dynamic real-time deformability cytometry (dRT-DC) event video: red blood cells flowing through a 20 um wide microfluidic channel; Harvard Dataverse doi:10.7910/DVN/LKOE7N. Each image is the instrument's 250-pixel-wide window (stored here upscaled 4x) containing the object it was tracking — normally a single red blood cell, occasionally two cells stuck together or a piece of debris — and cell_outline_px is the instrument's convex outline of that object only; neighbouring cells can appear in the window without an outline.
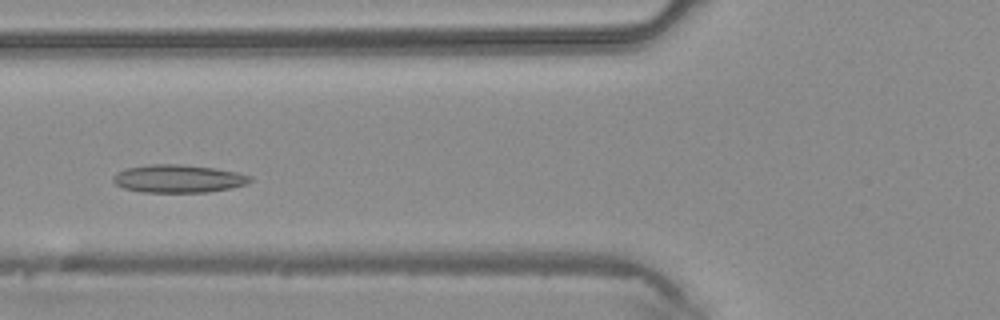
{"species": "common noctule bat (a hibernating species)", "species_latin": "Nyctalus noctula", "temperature_condition": "warm", "stored_images_in_passage": 40, "camera_frame_rate_fps": 3000, "um_per_image_px": 0.085, "animal": {"sex": "male", "body_mass_g": 20.4}, "frame": {"image": 1, "passage_image": 13, "time_ms": 4.0, "image_size_px": [1000, 320], "cell_outline_px": [[252, 180], [248, 184], [208, 192], [144, 192], [124, 188], [116, 184], [112, 180], [112, 176], [116, 172], [128, 168], [148, 164], [180, 164], [216, 168], [236, 172], [252, 176]], "centroid_in_image_um": [15.16, 15.18], "position_along_channel_um": 110.6, "area_um2": 22.31}}
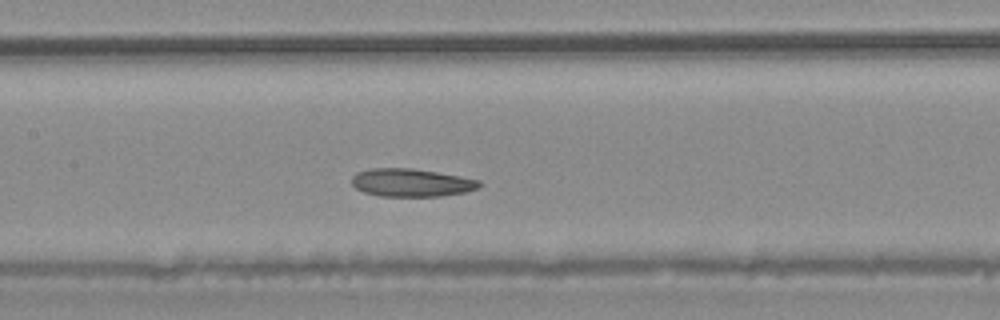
{"frame": {"image": 2, "passage_image": 17, "time_ms": 5.333, "image_size_px": [1000, 320], "cell_outline_px": [[480, 188], [464, 192], [440, 196], [380, 196], [364, 192], [356, 188], [352, 184], [352, 176], [356, 172], [372, 168], [412, 168], [460, 176], [480, 180]], "centroid_in_image_um": [34.95, 15.52], "position_along_channel_um": 172.4, "area_um2": 20.75}}
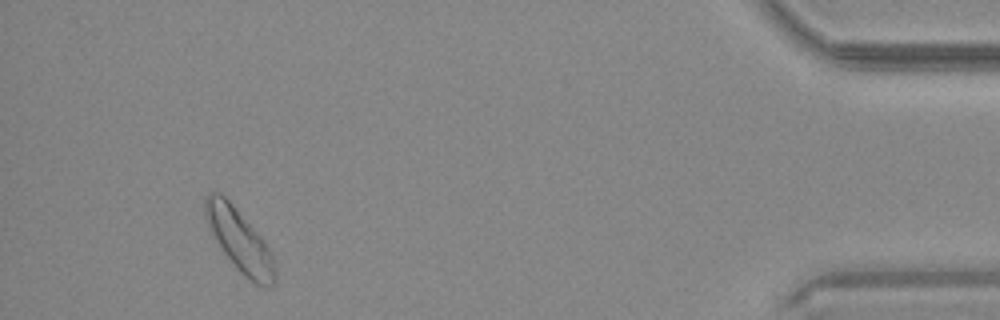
{"frame": {"image": 3, "passage_image": 37, "time_ms": 12.0, "image_size_px": [1000, 320], "cell_outline_px": [[276, 280], [272, 284], [264, 288], [256, 284], [244, 276], [236, 268], [224, 252], [208, 228], [204, 216], [204, 196], [208, 192], [220, 192], [232, 204], [260, 236], [268, 248], [272, 256], [276, 268]], "centroid_in_image_um": [20.33, 20.42], "position_along_channel_um": 414.9, "area_um2": 25.14}}